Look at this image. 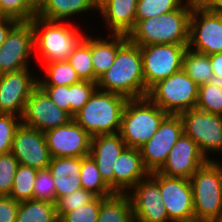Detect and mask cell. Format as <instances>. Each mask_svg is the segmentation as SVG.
Returning a JSON list of instances; mask_svg holds the SVG:
<instances>
[{
    "instance_id": "1",
    "label": "cell",
    "mask_w": 222,
    "mask_h": 222,
    "mask_svg": "<svg viewBox=\"0 0 222 222\" xmlns=\"http://www.w3.org/2000/svg\"><path fill=\"white\" fill-rule=\"evenodd\" d=\"M195 2L187 0L179 9L136 23L128 39L137 46L188 45L190 18Z\"/></svg>"
},
{
    "instance_id": "2",
    "label": "cell",
    "mask_w": 222,
    "mask_h": 222,
    "mask_svg": "<svg viewBox=\"0 0 222 222\" xmlns=\"http://www.w3.org/2000/svg\"><path fill=\"white\" fill-rule=\"evenodd\" d=\"M97 88L127 99L145 97L140 46L128 39L118 49L112 66L97 80Z\"/></svg>"
},
{
    "instance_id": "3",
    "label": "cell",
    "mask_w": 222,
    "mask_h": 222,
    "mask_svg": "<svg viewBox=\"0 0 222 222\" xmlns=\"http://www.w3.org/2000/svg\"><path fill=\"white\" fill-rule=\"evenodd\" d=\"M34 48L39 60L45 63L68 61L75 48L84 39L80 29L65 21H51L35 16L31 21ZM82 32V33H81Z\"/></svg>"
},
{
    "instance_id": "4",
    "label": "cell",
    "mask_w": 222,
    "mask_h": 222,
    "mask_svg": "<svg viewBox=\"0 0 222 222\" xmlns=\"http://www.w3.org/2000/svg\"><path fill=\"white\" fill-rule=\"evenodd\" d=\"M127 100L122 95L97 88L73 119L92 137L119 133Z\"/></svg>"
},
{
    "instance_id": "5",
    "label": "cell",
    "mask_w": 222,
    "mask_h": 222,
    "mask_svg": "<svg viewBox=\"0 0 222 222\" xmlns=\"http://www.w3.org/2000/svg\"><path fill=\"white\" fill-rule=\"evenodd\" d=\"M195 222L222 219V164L208 160L190 178Z\"/></svg>"
},
{
    "instance_id": "6",
    "label": "cell",
    "mask_w": 222,
    "mask_h": 222,
    "mask_svg": "<svg viewBox=\"0 0 222 222\" xmlns=\"http://www.w3.org/2000/svg\"><path fill=\"white\" fill-rule=\"evenodd\" d=\"M167 115L147 96L128 99L122 112L119 134L127 147L140 148L155 134Z\"/></svg>"
},
{
    "instance_id": "7",
    "label": "cell",
    "mask_w": 222,
    "mask_h": 222,
    "mask_svg": "<svg viewBox=\"0 0 222 222\" xmlns=\"http://www.w3.org/2000/svg\"><path fill=\"white\" fill-rule=\"evenodd\" d=\"M199 85L181 69L153 85L147 97L167 114L180 115L196 107Z\"/></svg>"
},
{
    "instance_id": "8",
    "label": "cell",
    "mask_w": 222,
    "mask_h": 222,
    "mask_svg": "<svg viewBox=\"0 0 222 222\" xmlns=\"http://www.w3.org/2000/svg\"><path fill=\"white\" fill-rule=\"evenodd\" d=\"M187 48L188 45L177 44L140 46L145 97L153 85L182 69L183 55Z\"/></svg>"
},
{
    "instance_id": "9",
    "label": "cell",
    "mask_w": 222,
    "mask_h": 222,
    "mask_svg": "<svg viewBox=\"0 0 222 222\" xmlns=\"http://www.w3.org/2000/svg\"><path fill=\"white\" fill-rule=\"evenodd\" d=\"M184 134L192 138L208 160L209 153H222V115L192 108L180 114ZM209 156V157H208Z\"/></svg>"
},
{
    "instance_id": "10",
    "label": "cell",
    "mask_w": 222,
    "mask_h": 222,
    "mask_svg": "<svg viewBox=\"0 0 222 222\" xmlns=\"http://www.w3.org/2000/svg\"><path fill=\"white\" fill-rule=\"evenodd\" d=\"M188 48L202 54L222 52V14L205 10L196 3L190 18Z\"/></svg>"
},
{
    "instance_id": "11",
    "label": "cell",
    "mask_w": 222,
    "mask_h": 222,
    "mask_svg": "<svg viewBox=\"0 0 222 222\" xmlns=\"http://www.w3.org/2000/svg\"><path fill=\"white\" fill-rule=\"evenodd\" d=\"M132 204L134 222H171L159 187V172L150 173L128 193Z\"/></svg>"
},
{
    "instance_id": "12",
    "label": "cell",
    "mask_w": 222,
    "mask_h": 222,
    "mask_svg": "<svg viewBox=\"0 0 222 222\" xmlns=\"http://www.w3.org/2000/svg\"><path fill=\"white\" fill-rule=\"evenodd\" d=\"M34 49L31 22H17L0 46V75L28 68Z\"/></svg>"
},
{
    "instance_id": "13",
    "label": "cell",
    "mask_w": 222,
    "mask_h": 222,
    "mask_svg": "<svg viewBox=\"0 0 222 222\" xmlns=\"http://www.w3.org/2000/svg\"><path fill=\"white\" fill-rule=\"evenodd\" d=\"M184 133L180 115L168 114L155 134L139 149L145 168L157 172L164 164L170 150Z\"/></svg>"
},
{
    "instance_id": "14",
    "label": "cell",
    "mask_w": 222,
    "mask_h": 222,
    "mask_svg": "<svg viewBox=\"0 0 222 222\" xmlns=\"http://www.w3.org/2000/svg\"><path fill=\"white\" fill-rule=\"evenodd\" d=\"M30 68L0 75V113L22 117L32 91L38 86V77Z\"/></svg>"
},
{
    "instance_id": "15",
    "label": "cell",
    "mask_w": 222,
    "mask_h": 222,
    "mask_svg": "<svg viewBox=\"0 0 222 222\" xmlns=\"http://www.w3.org/2000/svg\"><path fill=\"white\" fill-rule=\"evenodd\" d=\"M162 203L171 222H195L193 191L190 179L159 173Z\"/></svg>"
},
{
    "instance_id": "16",
    "label": "cell",
    "mask_w": 222,
    "mask_h": 222,
    "mask_svg": "<svg viewBox=\"0 0 222 222\" xmlns=\"http://www.w3.org/2000/svg\"><path fill=\"white\" fill-rule=\"evenodd\" d=\"M72 119L68 112L55 105L37 86L26 102L21 123L45 133L47 130L66 125Z\"/></svg>"
},
{
    "instance_id": "17",
    "label": "cell",
    "mask_w": 222,
    "mask_h": 222,
    "mask_svg": "<svg viewBox=\"0 0 222 222\" xmlns=\"http://www.w3.org/2000/svg\"><path fill=\"white\" fill-rule=\"evenodd\" d=\"M11 153L19 164L37 170L47 168L51 160L45 133L22 123L15 130Z\"/></svg>"
},
{
    "instance_id": "18",
    "label": "cell",
    "mask_w": 222,
    "mask_h": 222,
    "mask_svg": "<svg viewBox=\"0 0 222 222\" xmlns=\"http://www.w3.org/2000/svg\"><path fill=\"white\" fill-rule=\"evenodd\" d=\"M51 158L90 155L92 136L74 119L66 125L45 132Z\"/></svg>"
},
{
    "instance_id": "19",
    "label": "cell",
    "mask_w": 222,
    "mask_h": 222,
    "mask_svg": "<svg viewBox=\"0 0 222 222\" xmlns=\"http://www.w3.org/2000/svg\"><path fill=\"white\" fill-rule=\"evenodd\" d=\"M207 161L196 142L183 133L157 172L169 177L190 179Z\"/></svg>"
},
{
    "instance_id": "20",
    "label": "cell",
    "mask_w": 222,
    "mask_h": 222,
    "mask_svg": "<svg viewBox=\"0 0 222 222\" xmlns=\"http://www.w3.org/2000/svg\"><path fill=\"white\" fill-rule=\"evenodd\" d=\"M119 133L100 134L91 139L90 155L95 160L104 182L114 192V168L118 156L126 148Z\"/></svg>"
},
{
    "instance_id": "21",
    "label": "cell",
    "mask_w": 222,
    "mask_h": 222,
    "mask_svg": "<svg viewBox=\"0 0 222 222\" xmlns=\"http://www.w3.org/2000/svg\"><path fill=\"white\" fill-rule=\"evenodd\" d=\"M114 193H128L140 180L150 175L139 148L126 147L114 168Z\"/></svg>"
},
{
    "instance_id": "22",
    "label": "cell",
    "mask_w": 222,
    "mask_h": 222,
    "mask_svg": "<svg viewBox=\"0 0 222 222\" xmlns=\"http://www.w3.org/2000/svg\"><path fill=\"white\" fill-rule=\"evenodd\" d=\"M138 0H105L98 6V11L110 34L126 35L136 25ZM112 32V33H111Z\"/></svg>"
},
{
    "instance_id": "23",
    "label": "cell",
    "mask_w": 222,
    "mask_h": 222,
    "mask_svg": "<svg viewBox=\"0 0 222 222\" xmlns=\"http://www.w3.org/2000/svg\"><path fill=\"white\" fill-rule=\"evenodd\" d=\"M53 177L56 189V201L76 190L82 189L80 182L81 158H51L47 167Z\"/></svg>"
},
{
    "instance_id": "24",
    "label": "cell",
    "mask_w": 222,
    "mask_h": 222,
    "mask_svg": "<svg viewBox=\"0 0 222 222\" xmlns=\"http://www.w3.org/2000/svg\"><path fill=\"white\" fill-rule=\"evenodd\" d=\"M110 38L91 36V59L94 70V82L113 64L118 49L128 40L126 35L109 34Z\"/></svg>"
},
{
    "instance_id": "25",
    "label": "cell",
    "mask_w": 222,
    "mask_h": 222,
    "mask_svg": "<svg viewBox=\"0 0 222 222\" xmlns=\"http://www.w3.org/2000/svg\"><path fill=\"white\" fill-rule=\"evenodd\" d=\"M92 10L98 11L93 0H39L37 3V16L51 21H66Z\"/></svg>"
},
{
    "instance_id": "26",
    "label": "cell",
    "mask_w": 222,
    "mask_h": 222,
    "mask_svg": "<svg viewBox=\"0 0 222 222\" xmlns=\"http://www.w3.org/2000/svg\"><path fill=\"white\" fill-rule=\"evenodd\" d=\"M97 222H134L132 204L127 193L101 197Z\"/></svg>"
},
{
    "instance_id": "27",
    "label": "cell",
    "mask_w": 222,
    "mask_h": 222,
    "mask_svg": "<svg viewBox=\"0 0 222 222\" xmlns=\"http://www.w3.org/2000/svg\"><path fill=\"white\" fill-rule=\"evenodd\" d=\"M15 222H59L56 204L34 199L19 202Z\"/></svg>"
},
{
    "instance_id": "28",
    "label": "cell",
    "mask_w": 222,
    "mask_h": 222,
    "mask_svg": "<svg viewBox=\"0 0 222 222\" xmlns=\"http://www.w3.org/2000/svg\"><path fill=\"white\" fill-rule=\"evenodd\" d=\"M182 69L199 86L209 83L213 76L209 55L195 52L189 48L183 55Z\"/></svg>"
},
{
    "instance_id": "29",
    "label": "cell",
    "mask_w": 222,
    "mask_h": 222,
    "mask_svg": "<svg viewBox=\"0 0 222 222\" xmlns=\"http://www.w3.org/2000/svg\"><path fill=\"white\" fill-rule=\"evenodd\" d=\"M79 178L82 189L91 191L98 197L106 198L114 194L101 178L97 164L91 155L81 157V173Z\"/></svg>"
},
{
    "instance_id": "30",
    "label": "cell",
    "mask_w": 222,
    "mask_h": 222,
    "mask_svg": "<svg viewBox=\"0 0 222 222\" xmlns=\"http://www.w3.org/2000/svg\"><path fill=\"white\" fill-rule=\"evenodd\" d=\"M43 68L44 78H38V86H70L81 81L68 61L45 63Z\"/></svg>"
},
{
    "instance_id": "31",
    "label": "cell",
    "mask_w": 222,
    "mask_h": 222,
    "mask_svg": "<svg viewBox=\"0 0 222 222\" xmlns=\"http://www.w3.org/2000/svg\"><path fill=\"white\" fill-rule=\"evenodd\" d=\"M68 62L76 71L81 81L94 82V70L91 59V35L84 37L70 55Z\"/></svg>"
},
{
    "instance_id": "32",
    "label": "cell",
    "mask_w": 222,
    "mask_h": 222,
    "mask_svg": "<svg viewBox=\"0 0 222 222\" xmlns=\"http://www.w3.org/2000/svg\"><path fill=\"white\" fill-rule=\"evenodd\" d=\"M36 175L37 169L19 164L10 197L17 202L32 200Z\"/></svg>"
},
{
    "instance_id": "33",
    "label": "cell",
    "mask_w": 222,
    "mask_h": 222,
    "mask_svg": "<svg viewBox=\"0 0 222 222\" xmlns=\"http://www.w3.org/2000/svg\"><path fill=\"white\" fill-rule=\"evenodd\" d=\"M36 15L37 3L34 0H0V17L29 22Z\"/></svg>"
},
{
    "instance_id": "34",
    "label": "cell",
    "mask_w": 222,
    "mask_h": 222,
    "mask_svg": "<svg viewBox=\"0 0 222 222\" xmlns=\"http://www.w3.org/2000/svg\"><path fill=\"white\" fill-rule=\"evenodd\" d=\"M196 108L222 115V84L209 82L199 86Z\"/></svg>"
},
{
    "instance_id": "35",
    "label": "cell",
    "mask_w": 222,
    "mask_h": 222,
    "mask_svg": "<svg viewBox=\"0 0 222 222\" xmlns=\"http://www.w3.org/2000/svg\"><path fill=\"white\" fill-rule=\"evenodd\" d=\"M187 0H138L136 23L179 9Z\"/></svg>"
},
{
    "instance_id": "36",
    "label": "cell",
    "mask_w": 222,
    "mask_h": 222,
    "mask_svg": "<svg viewBox=\"0 0 222 222\" xmlns=\"http://www.w3.org/2000/svg\"><path fill=\"white\" fill-rule=\"evenodd\" d=\"M97 89V83L80 81L69 86L70 115L74 117Z\"/></svg>"
},
{
    "instance_id": "37",
    "label": "cell",
    "mask_w": 222,
    "mask_h": 222,
    "mask_svg": "<svg viewBox=\"0 0 222 222\" xmlns=\"http://www.w3.org/2000/svg\"><path fill=\"white\" fill-rule=\"evenodd\" d=\"M33 199L56 203L55 184L48 168L37 170Z\"/></svg>"
},
{
    "instance_id": "38",
    "label": "cell",
    "mask_w": 222,
    "mask_h": 222,
    "mask_svg": "<svg viewBox=\"0 0 222 222\" xmlns=\"http://www.w3.org/2000/svg\"><path fill=\"white\" fill-rule=\"evenodd\" d=\"M96 195L91 191L79 189L56 201V210L59 220L67 213L91 202Z\"/></svg>"
},
{
    "instance_id": "39",
    "label": "cell",
    "mask_w": 222,
    "mask_h": 222,
    "mask_svg": "<svg viewBox=\"0 0 222 222\" xmlns=\"http://www.w3.org/2000/svg\"><path fill=\"white\" fill-rule=\"evenodd\" d=\"M18 165L11 152L0 154V196H10Z\"/></svg>"
},
{
    "instance_id": "40",
    "label": "cell",
    "mask_w": 222,
    "mask_h": 222,
    "mask_svg": "<svg viewBox=\"0 0 222 222\" xmlns=\"http://www.w3.org/2000/svg\"><path fill=\"white\" fill-rule=\"evenodd\" d=\"M20 123L21 117L0 113V154L11 152L15 130Z\"/></svg>"
},
{
    "instance_id": "41",
    "label": "cell",
    "mask_w": 222,
    "mask_h": 222,
    "mask_svg": "<svg viewBox=\"0 0 222 222\" xmlns=\"http://www.w3.org/2000/svg\"><path fill=\"white\" fill-rule=\"evenodd\" d=\"M101 197L96 196L91 202L76 210L67 212L59 222H97Z\"/></svg>"
},
{
    "instance_id": "42",
    "label": "cell",
    "mask_w": 222,
    "mask_h": 222,
    "mask_svg": "<svg viewBox=\"0 0 222 222\" xmlns=\"http://www.w3.org/2000/svg\"><path fill=\"white\" fill-rule=\"evenodd\" d=\"M60 109L70 114L69 86H39Z\"/></svg>"
},
{
    "instance_id": "43",
    "label": "cell",
    "mask_w": 222,
    "mask_h": 222,
    "mask_svg": "<svg viewBox=\"0 0 222 222\" xmlns=\"http://www.w3.org/2000/svg\"><path fill=\"white\" fill-rule=\"evenodd\" d=\"M19 202L10 196H0V222H15Z\"/></svg>"
},
{
    "instance_id": "44",
    "label": "cell",
    "mask_w": 222,
    "mask_h": 222,
    "mask_svg": "<svg viewBox=\"0 0 222 222\" xmlns=\"http://www.w3.org/2000/svg\"><path fill=\"white\" fill-rule=\"evenodd\" d=\"M210 64L213 70V76L210 82H216L222 84V52L209 55Z\"/></svg>"
},
{
    "instance_id": "45",
    "label": "cell",
    "mask_w": 222,
    "mask_h": 222,
    "mask_svg": "<svg viewBox=\"0 0 222 222\" xmlns=\"http://www.w3.org/2000/svg\"><path fill=\"white\" fill-rule=\"evenodd\" d=\"M17 23L15 19L8 17H0V46L5 41V38L10 29Z\"/></svg>"
},
{
    "instance_id": "46",
    "label": "cell",
    "mask_w": 222,
    "mask_h": 222,
    "mask_svg": "<svg viewBox=\"0 0 222 222\" xmlns=\"http://www.w3.org/2000/svg\"><path fill=\"white\" fill-rule=\"evenodd\" d=\"M198 4L207 11L222 14V0H200Z\"/></svg>"
},
{
    "instance_id": "47",
    "label": "cell",
    "mask_w": 222,
    "mask_h": 222,
    "mask_svg": "<svg viewBox=\"0 0 222 222\" xmlns=\"http://www.w3.org/2000/svg\"><path fill=\"white\" fill-rule=\"evenodd\" d=\"M103 1H105V0H93V2H94L97 6H99Z\"/></svg>"
},
{
    "instance_id": "48",
    "label": "cell",
    "mask_w": 222,
    "mask_h": 222,
    "mask_svg": "<svg viewBox=\"0 0 222 222\" xmlns=\"http://www.w3.org/2000/svg\"><path fill=\"white\" fill-rule=\"evenodd\" d=\"M190 1L198 3L200 0H190Z\"/></svg>"
}]
</instances>
